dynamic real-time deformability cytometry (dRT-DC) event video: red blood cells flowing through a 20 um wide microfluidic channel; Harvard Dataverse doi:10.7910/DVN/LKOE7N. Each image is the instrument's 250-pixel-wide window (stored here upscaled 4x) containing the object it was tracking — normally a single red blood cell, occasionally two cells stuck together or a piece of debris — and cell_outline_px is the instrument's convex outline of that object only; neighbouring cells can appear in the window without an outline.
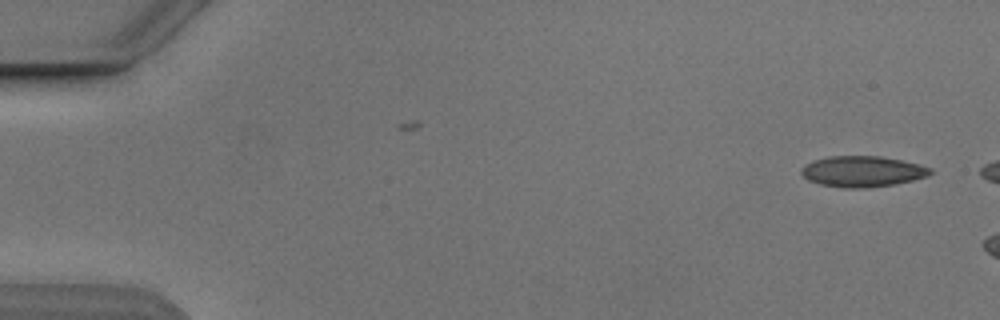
{"species": "Egyptian fruit bat (a non-hibernating species)", "species_latin": "Rousettus aegyptiacus", "temperature_condition": "cold", "stored_images_in_passage": 3, "camera_frame_rate_fps": 3000, "um_per_image_px": 0.085, "animal": {"sex": "male"}, "frame": {"image": 1, "passage_image": 1, "time_ms": 0.0, "image_size_px": [1000, 320], "cell_outline_px": [[932, 172], [928, 176], [896, 184], [868, 188], [844, 188], [820, 184], [808, 180], [800, 172], [800, 168], [804, 164], [812, 160], [828, 156], [880, 156], [900, 160], [932, 168]], "centroid_in_image_um": [73.26, 14.57], "position_along_channel_um": 11.7, "area_um2": 23.29}}